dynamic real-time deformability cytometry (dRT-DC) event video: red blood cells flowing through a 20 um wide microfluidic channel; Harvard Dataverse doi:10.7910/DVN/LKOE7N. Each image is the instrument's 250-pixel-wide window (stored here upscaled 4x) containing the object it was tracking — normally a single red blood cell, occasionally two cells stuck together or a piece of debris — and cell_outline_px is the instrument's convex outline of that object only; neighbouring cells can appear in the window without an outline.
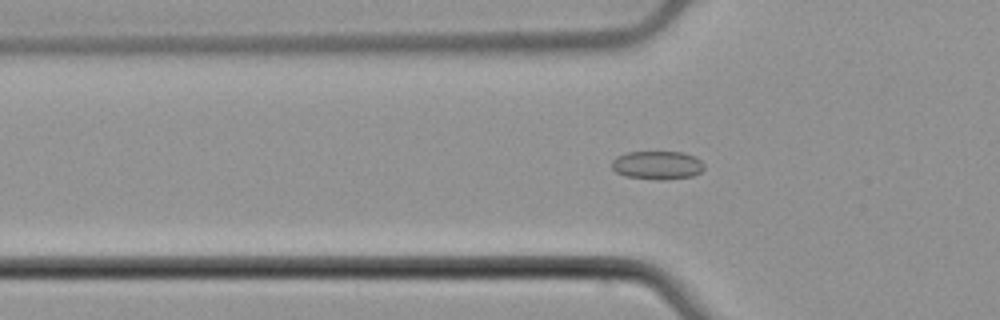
{"species": "common noctule bat (a hibernating species)", "species_latin": "Nyctalus noctula", "temperature_condition": "cold", "stored_images_in_passage": 46, "camera_frame_rate_fps": 3000, "um_per_image_px": 0.085, "animal": {"sex": "male", "body_mass_g": 21.5, "forearm_length_mm": 52.0}, "frame": {"image": 1, "passage_image": 17, "time_ms": 5.333, "image_size_px": [1000, 320], "cell_outline_px": [[704, 168], [700, 172], [692, 176], [664, 180], [656, 180], [624, 176], [616, 172], [612, 168], [612, 160], [616, 156], [628, 152], [684, 152], [700, 160], [704, 164]], "centroid_in_image_um": [55.85, 14.04], "position_along_channel_um": 70.0, "area_um2": 15.37}}
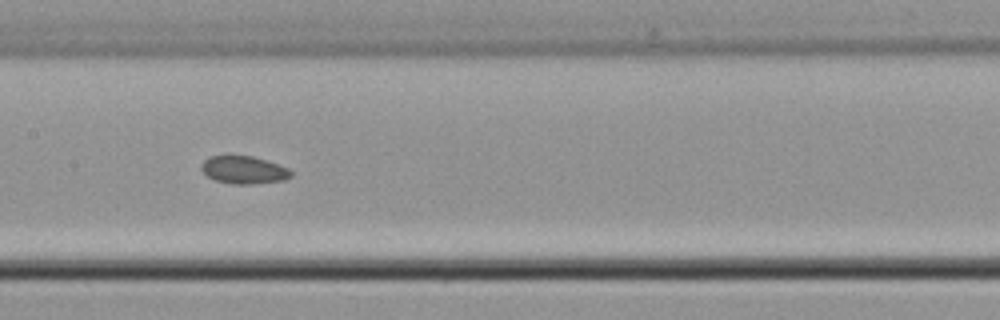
{"frame": {"image": 2, "passage_image": 26, "time_ms": 8.333, "image_size_px": [1000, 320], "cell_outline_px": [[292, 176], [284, 180], [252, 184], [232, 184], [216, 180], [208, 176], [200, 168], [204, 160], [212, 156], [252, 156], [288, 168], [292, 172]], "centroid_in_image_um": [20.73, 14.45], "position_along_channel_um": 186.7, "area_um2": 14.22}}
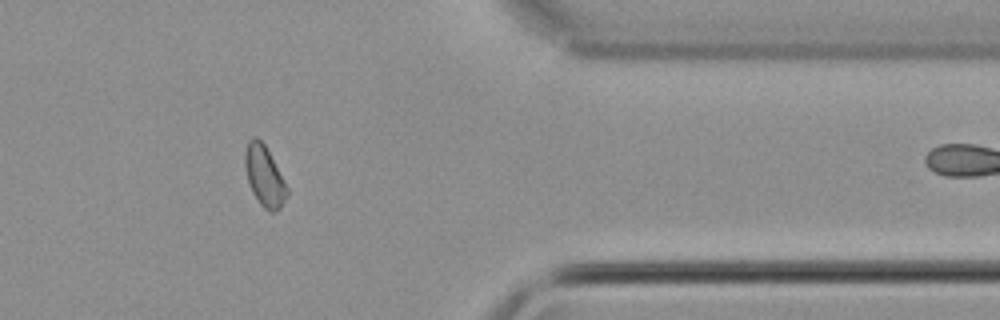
{"frame": {"image": 3, "passage_image": 43, "time_ms": 14.0, "image_size_px": [1000, 320], "cell_outline_px": [[288, 196], [280, 208], [272, 212], [268, 212], [260, 204], [252, 192], [248, 180], [244, 164], [244, 152], [248, 140], [252, 136], [256, 136], [264, 144], [288, 188]], "centroid_in_image_um": [22.46, 14.96], "position_along_channel_um": 388.9, "area_um2": 14.74}, "authors_computed_cell_mechanics": {"area_um2": 15.0569, "velocity_mm_per_s": 3.9175, "shape_relaxation_time_tau1_ms": null, "shape_relaxation_time_tau2_ms": 5.8107, "deformation_change_tau1": null, "deformation_change_tau2": 0.0926}}